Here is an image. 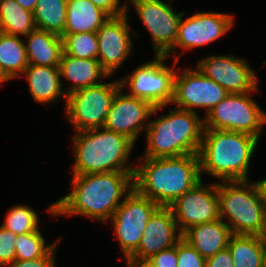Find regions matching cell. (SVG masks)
Listing matches in <instances>:
<instances>
[{"instance_id":"cell-1","label":"cell","mask_w":266,"mask_h":267,"mask_svg":"<svg viewBox=\"0 0 266 267\" xmlns=\"http://www.w3.org/2000/svg\"><path fill=\"white\" fill-rule=\"evenodd\" d=\"M133 174L115 171L72 175L73 190L46 211L55 216L83 215L100 222L109 221L121 200L133 190Z\"/></svg>"},{"instance_id":"cell-2","label":"cell","mask_w":266,"mask_h":267,"mask_svg":"<svg viewBox=\"0 0 266 267\" xmlns=\"http://www.w3.org/2000/svg\"><path fill=\"white\" fill-rule=\"evenodd\" d=\"M142 161L134 169V189L162 207H169L202 179L198 154Z\"/></svg>"},{"instance_id":"cell-3","label":"cell","mask_w":266,"mask_h":267,"mask_svg":"<svg viewBox=\"0 0 266 267\" xmlns=\"http://www.w3.org/2000/svg\"><path fill=\"white\" fill-rule=\"evenodd\" d=\"M258 139L242 132L204 129L198 152L203 171L222 181L248 179V169Z\"/></svg>"},{"instance_id":"cell-4","label":"cell","mask_w":266,"mask_h":267,"mask_svg":"<svg viewBox=\"0 0 266 267\" xmlns=\"http://www.w3.org/2000/svg\"><path fill=\"white\" fill-rule=\"evenodd\" d=\"M73 175L104 172H134L127 164L134 143L124 135L104 128L79 131L73 136Z\"/></svg>"},{"instance_id":"cell-5","label":"cell","mask_w":266,"mask_h":267,"mask_svg":"<svg viewBox=\"0 0 266 267\" xmlns=\"http://www.w3.org/2000/svg\"><path fill=\"white\" fill-rule=\"evenodd\" d=\"M144 158L179 157L198 154L204 132V119L197 112L175 108L148 122Z\"/></svg>"},{"instance_id":"cell-6","label":"cell","mask_w":266,"mask_h":267,"mask_svg":"<svg viewBox=\"0 0 266 267\" xmlns=\"http://www.w3.org/2000/svg\"><path fill=\"white\" fill-rule=\"evenodd\" d=\"M217 193L220 219H229L226 223L233 234L266 237V208L256 182H218Z\"/></svg>"},{"instance_id":"cell-7","label":"cell","mask_w":266,"mask_h":267,"mask_svg":"<svg viewBox=\"0 0 266 267\" xmlns=\"http://www.w3.org/2000/svg\"><path fill=\"white\" fill-rule=\"evenodd\" d=\"M250 93H229L204 117V129L242 132L259 140L266 124V112Z\"/></svg>"},{"instance_id":"cell-8","label":"cell","mask_w":266,"mask_h":267,"mask_svg":"<svg viewBox=\"0 0 266 267\" xmlns=\"http://www.w3.org/2000/svg\"><path fill=\"white\" fill-rule=\"evenodd\" d=\"M120 88V81H115L71 92L65 100L67 120L77 132L103 128L112 100Z\"/></svg>"},{"instance_id":"cell-9","label":"cell","mask_w":266,"mask_h":267,"mask_svg":"<svg viewBox=\"0 0 266 267\" xmlns=\"http://www.w3.org/2000/svg\"><path fill=\"white\" fill-rule=\"evenodd\" d=\"M166 56H155L152 62L137 67L131 75L119 80L122 89L129 87L130 96L137 97L158 107L173 100L174 76L179 69L168 67Z\"/></svg>"},{"instance_id":"cell-10","label":"cell","mask_w":266,"mask_h":267,"mask_svg":"<svg viewBox=\"0 0 266 267\" xmlns=\"http://www.w3.org/2000/svg\"><path fill=\"white\" fill-rule=\"evenodd\" d=\"M159 207L133 188L109 219L125 259L138 249L145 227Z\"/></svg>"},{"instance_id":"cell-11","label":"cell","mask_w":266,"mask_h":267,"mask_svg":"<svg viewBox=\"0 0 266 267\" xmlns=\"http://www.w3.org/2000/svg\"><path fill=\"white\" fill-rule=\"evenodd\" d=\"M182 72L180 74L175 72L171 102L178 109L196 112L195 107L205 108L207 115L229 94L226 89L206 77L197 67L196 70L186 68Z\"/></svg>"},{"instance_id":"cell-12","label":"cell","mask_w":266,"mask_h":267,"mask_svg":"<svg viewBox=\"0 0 266 267\" xmlns=\"http://www.w3.org/2000/svg\"><path fill=\"white\" fill-rule=\"evenodd\" d=\"M129 1L151 35L155 56H166L175 46L179 22L185 15L184 11L177 14L170 3L161 0Z\"/></svg>"},{"instance_id":"cell-13","label":"cell","mask_w":266,"mask_h":267,"mask_svg":"<svg viewBox=\"0 0 266 267\" xmlns=\"http://www.w3.org/2000/svg\"><path fill=\"white\" fill-rule=\"evenodd\" d=\"M169 208L181 234L193 225L220 219L217 183L204 186L201 179Z\"/></svg>"},{"instance_id":"cell-14","label":"cell","mask_w":266,"mask_h":267,"mask_svg":"<svg viewBox=\"0 0 266 267\" xmlns=\"http://www.w3.org/2000/svg\"><path fill=\"white\" fill-rule=\"evenodd\" d=\"M122 91L120 88L116 92L103 128L124 135L135 144L142 129L148 127V117L163 109L165 105L155 107Z\"/></svg>"},{"instance_id":"cell-15","label":"cell","mask_w":266,"mask_h":267,"mask_svg":"<svg viewBox=\"0 0 266 267\" xmlns=\"http://www.w3.org/2000/svg\"><path fill=\"white\" fill-rule=\"evenodd\" d=\"M233 24V15L226 13L198 12L185 20L181 17L175 46L166 57L177 55L175 50L179 46L189 50L214 42L227 34Z\"/></svg>"},{"instance_id":"cell-16","label":"cell","mask_w":266,"mask_h":267,"mask_svg":"<svg viewBox=\"0 0 266 267\" xmlns=\"http://www.w3.org/2000/svg\"><path fill=\"white\" fill-rule=\"evenodd\" d=\"M196 67L229 93H247L258 90L257 75L249 64L232 55H212L199 60Z\"/></svg>"},{"instance_id":"cell-17","label":"cell","mask_w":266,"mask_h":267,"mask_svg":"<svg viewBox=\"0 0 266 267\" xmlns=\"http://www.w3.org/2000/svg\"><path fill=\"white\" fill-rule=\"evenodd\" d=\"M127 17V14L110 17L96 32L99 47L97 60L110 77L132 51V31Z\"/></svg>"},{"instance_id":"cell-18","label":"cell","mask_w":266,"mask_h":267,"mask_svg":"<svg viewBox=\"0 0 266 267\" xmlns=\"http://www.w3.org/2000/svg\"><path fill=\"white\" fill-rule=\"evenodd\" d=\"M181 238L182 234L171 209L160 206L150 217L138 249L129 258L149 259L152 255L173 247Z\"/></svg>"},{"instance_id":"cell-19","label":"cell","mask_w":266,"mask_h":267,"mask_svg":"<svg viewBox=\"0 0 266 267\" xmlns=\"http://www.w3.org/2000/svg\"><path fill=\"white\" fill-rule=\"evenodd\" d=\"M232 235L226 221L218 219L189 227L182 238L206 259L226 249Z\"/></svg>"},{"instance_id":"cell-20","label":"cell","mask_w":266,"mask_h":267,"mask_svg":"<svg viewBox=\"0 0 266 267\" xmlns=\"http://www.w3.org/2000/svg\"><path fill=\"white\" fill-rule=\"evenodd\" d=\"M59 70L61 77L73 82L72 86L64 88L67 95L81 88L102 84L100 80L110 76L97 59H80L64 53L59 62Z\"/></svg>"},{"instance_id":"cell-21","label":"cell","mask_w":266,"mask_h":267,"mask_svg":"<svg viewBox=\"0 0 266 267\" xmlns=\"http://www.w3.org/2000/svg\"><path fill=\"white\" fill-rule=\"evenodd\" d=\"M23 73L29 84V90L37 103L48 104L57 101L60 96L67 99L61 81L59 66L27 65Z\"/></svg>"},{"instance_id":"cell-22","label":"cell","mask_w":266,"mask_h":267,"mask_svg":"<svg viewBox=\"0 0 266 267\" xmlns=\"http://www.w3.org/2000/svg\"><path fill=\"white\" fill-rule=\"evenodd\" d=\"M25 44L28 65L59 66L63 54L62 37L35 29L26 35Z\"/></svg>"},{"instance_id":"cell-23","label":"cell","mask_w":266,"mask_h":267,"mask_svg":"<svg viewBox=\"0 0 266 267\" xmlns=\"http://www.w3.org/2000/svg\"><path fill=\"white\" fill-rule=\"evenodd\" d=\"M64 34L97 32L110 16L90 0H67Z\"/></svg>"},{"instance_id":"cell-24","label":"cell","mask_w":266,"mask_h":267,"mask_svg":"<svg viewBox=\"0 0 266 267\" xmlns=\"http://www.w3.org/2000/svg\"><path fill=\"white\" fill-rule=\"evenodd\" d=\"M227 248L234 267H265L266 237L233 234Z\"/></svg>"},{"instance_id":"cell-25","label":"cell","mask_w":266,"mask_h":267,"mask_svg":"<svg viewBox=\"0 0 266 267\" xmlns=\"http://www.w3.org/2000/svg\"><path fill=\"white\" fill-rule=\"evenodd\" d=\"M27 65L25 43L21 38L0 32V73L4 79L23 75Z\"/></svg>"},{"instance_id":"cell-26","label":"cell","mask_w":266,"mask_h":267,"mask_svg":"<svg viewBox=\"0 0 266 267\" xmlns=\"http://www.w3.org/2000/svg\"><path fill=\"white\" fill-rule=\"evenodd\" d=\"M35 29L33 12L21 7L16 0H0V32L26 36Z\"/></svg>"},{"instance_id":"cell-27","label":"cell","mask_w":266,"mask_h":267,"mask_svg":"<svg viewBox=\"0 0 266 267\" xmlns=\"http://www.w3.org/2000/svg\"><path fill=\"white\" fill-rule=\"evenodd\" d=\"M67 0H38L33 11L36 29L62 36L66 26Z\"/></svg>"},{"instance_id":"cell-28","label":"cell","mask_w":266,"mask_h":267,"mask_svg":"<svg viewBox=\"0 0 266 267\" xmlns=\"http://www.w3.org/2000/svg\"><path fill=\"white\" fill-rule=\"evenodd\" d=\"M63 53L80 59H97L98 40L95 32L63 34Z\"/></svg>"},{"instance_id":"cell-29","label":"cell","mask_w":266,"mask_h":267,"mask_svg":"<svg viewBox=\"0 0 266 267\" xmlns=\"http://www.w3.org/2000/svg\"><path fill=\"white\" fill-rule=\"evenodd\" d=\"M38 219L34 209L27 205L18 204L8 211L2 226L16 235L26 234L39 230Z\"/></svg>"},{"instance_id":"cell-30","label":"cell","mask_w":266,"mask_h":267,"mask_svg":"<svg viewBox=\"0 0 266 267\" xmlns=\"http://www.w3.org/2000/svg\"><path fill=\"white\" fill-rule=\"evenodd\" d=\"M46 245L40 231L17 235L15 240V260H31L43 257L53 246Z\"/></svg>"},{"instance_id":"cell-31","label":"cell","mask_w":266,"mask_h":267,"mask_svg":"<svg viewBox=\"0 0 266 267\" xmlns=\"http://www.w3.org/2000/svg\"><path fill=\"white\" fill-rule=\"evenodd\" d=\"M177 261V267H205L206 263V259L183 238L178 241Z\"/></svg>"},{"instance_id":"cell-32","label":"cell","mask_w":266,"mask_h":267,"mask_svg":"<svg viewBox=\"0 0 266 267\" xmlns=\"http://www.w3.org/2000/svg\"><path fill=\"white\" fill-rule=\"evenodd\" d=\"M17 235L0 225V267H6L15 261V240Z\"/></svg>"},{"instance_id":"cell-33","label":"cell","mask_w":266,"mask_h":267,"mask_svg":"<svg viewBox=\"0 0 266 267\" xmlns=\"http://www.w3.org/2000/svg\"><path fill=\"white\" fill-rule=\"evenodd\" d=\"M59 239L60 238H58L55 245L43 257L31 260H15L6 267H56L54 251L56 245L61 241Z\"/></svg>"},{"instance_id":"cell-34","label":"cell","mask_w":266,"mask_h":267,"mask_svg":"<svg viewBox=\"0 0 266 267\" xmlns=\"http://www.w3.org/2000/svg\"><path fill=\"white\" fill-rule=\"evenodd\" d=\"M149 260L156 267H177L178 265V242L173 247L152 255Z\"/></svg>"},{"instance_id":"cell-35","label":"cell","mask_w":266,"mask_h":267,"mask_svg":"<svg viewBox=\"0 0 266 267\" xmlns=\"http://www.w3.org/2000/svg\"><path fill=\"white\" fill-rule=\"evenodd\" d=\"M96 7L105 11L110 17H118L127 13L128 1L120 5L121 0H90Z\"/></svg>"},{"instance_id":"cell-36","label":"cell","mask_w":266,"mask_h":267,"mask_svg":"<svg viewBox=\"0 0 266 267\" xmlns=\"http://www.w3.org/2000/svg\"><path fill=\"white\" fill-rule=\"evenodd\" d=\"M205 267H234L233 259L228 248L206 258Z\"/></svg>"},{"instance_id":"cell-37","label":"cell","mask_w":266,"mask_h":267,"mask_svg":"<svg viewBox=\"0 0 266 267\" xmlns=\"http://www.w3.org/2000/svg\"><path fill=\"white\" fill-rule=\"evenodd\" d=\"M128 267H156L149 259L127 258Z\"/></svg>"},{"instance_id":"cell-38","label":"cell","mask_w":266,"mask_h":267,"mask_svg":"<svg viewBox=\"0 0 266 267\" xmlns=\"http://www.w3.org/2000/svg\"><path fill=\"white\" fill-rule=\"evenodd\" d=\"M37 1L38 0H16V2L19 3L21 7L31 12L35 10Z\"/></svg>"},{"instance_id":"cell-39","label":"cell","mask_w":266,"mask_h":267,"mask_svg":"<svg viewBox=\"0 0 266 267\" xmlns=\"http://www.w3.org/2000/svg\"><path fill=\"white\" fill-rule=\"evenodd\" d=\"M256 184L260 191L262 202L264 203V206L266 208V179L256 181Z\"/></svg>"},{"instance_id":"cell-40","label":"cell","mask_w":266,"mask_h":267,"mask_svg":"<svg viewBox=\"0 0 266 267\" xmlns=\"http://www.w3.org/2000/svg\"><path fill=\"white\" fill-rule=\"evenodd\" d=\"M3 82L5 83L6 80L4 79V77H3V76L1 75V73H0V84L3 83Z\"/></svg>"},{"instance_id":"cell-41","label":"cell","mask_w":266,"mask_h":267,"mask_svg":"<svg viewBox=\"0 0 266 267\" xmlns=\"http://www.w3.org/2000/svg\"><path fill=\"white\" fill-rule=\"evenodd\" d=\"M265 267H266V248H265Z\"/></svg>"}]
</instances>
